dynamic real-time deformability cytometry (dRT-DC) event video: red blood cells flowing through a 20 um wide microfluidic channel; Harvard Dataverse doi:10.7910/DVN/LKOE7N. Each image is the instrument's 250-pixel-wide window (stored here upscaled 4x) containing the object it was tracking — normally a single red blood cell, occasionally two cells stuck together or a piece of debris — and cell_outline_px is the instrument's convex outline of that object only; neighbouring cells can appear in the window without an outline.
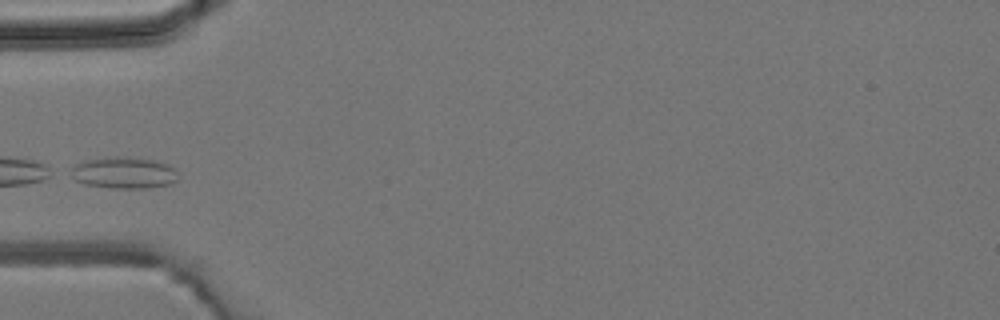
{"species": "common noctule bat (a hibernating species)", "species_latin": "Nyctalus noctula", "temperature_condition": "room temperature", "stored_images_in_passage": 4, "camera_frame_rate_fps": 3000, "um_per_image_px": 0.085, "animal": {"sex": "male", "body_mass_g": 19.2, "forearm_length_mm": 51.8}, "frame": {"image": 1, "passage_image": 3, "time_ms": 2.333, "image_size_px": [1000, 320], "cell_outline_px": [[176, 180], [172, 184], [144, 188], [112, 188], [84, 184], [76, 180], [72, 176], [72, 164], [84, 160], [112, 156], [116, 156], [156, 160], [176, 168]], "centroid_in_image_um": [10.51, 14.68], "position_along_channel_um": 74.5, "area_um2": 19.77}}